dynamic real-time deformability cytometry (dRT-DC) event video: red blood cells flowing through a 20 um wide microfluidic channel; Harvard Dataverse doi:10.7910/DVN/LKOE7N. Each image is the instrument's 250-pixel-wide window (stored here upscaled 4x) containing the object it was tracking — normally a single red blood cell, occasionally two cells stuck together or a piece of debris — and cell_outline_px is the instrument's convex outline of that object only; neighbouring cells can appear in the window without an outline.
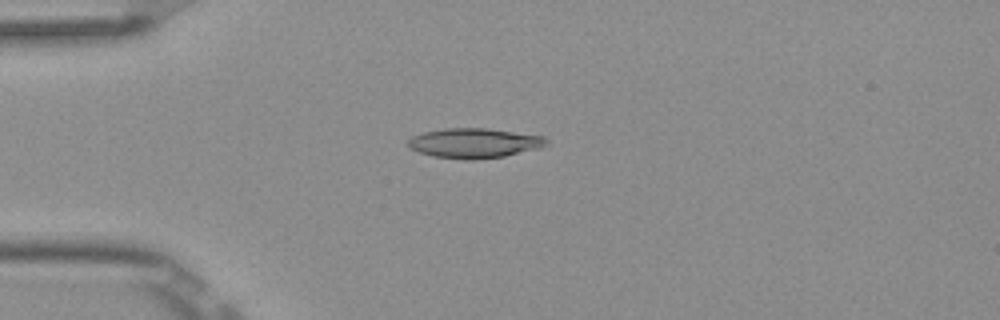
{"species": "Egyptian fruit bat (a non-hibernating species)", "species_latin": "Rousettus aegyptiacus", "temperature_condition": "room temperature", "stored_images_in_passage": 3, "camera_frame_rate_fps": 3000, "um_per_image_px": 0.085, "frame": {"image": 1, "passage_image": 2, "time_ms": 0.333, "image_size_px": [1000, 320], "cell_outline_px": [[548, 144], [540, 148], [504, 156], [476, 160], [464, 160], [432, 156], [408, 148], [408, 140], [412, 136], [424, 132], [444, 128], [488, 128], [544, 136], [548, 140]], "centroid_in_image_um": [40.31, 12.16], "position_along_channel_um": 44.7, "area_um2": 24.22}}
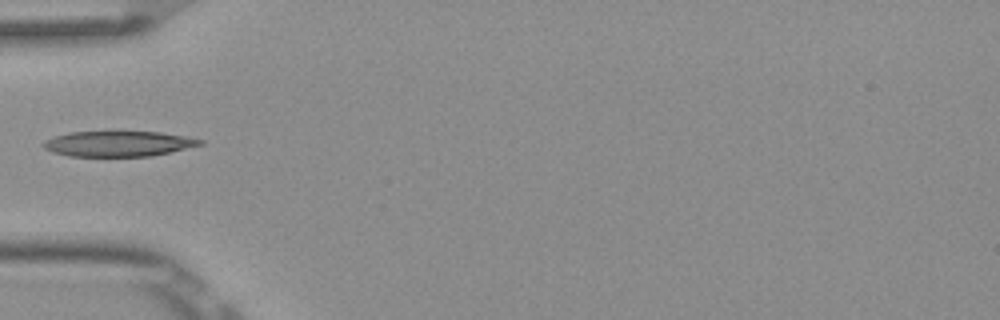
{"frame": {"image": 2, "passage_image": 3, "time_ms": 0.667, "image_size_px": [1000, 320], "cell_outline_px": [[204, 144], [152, 156], [68, 156], [52, 152], [44, 148], [40, 144], [44, 140], [68, 132], [160, 132], [184, 136], [204, 140]], "centroid_in_image_um": [10.03, 12.22], "position_along_channel_um": 75.0, "area_um2": 23.12}}